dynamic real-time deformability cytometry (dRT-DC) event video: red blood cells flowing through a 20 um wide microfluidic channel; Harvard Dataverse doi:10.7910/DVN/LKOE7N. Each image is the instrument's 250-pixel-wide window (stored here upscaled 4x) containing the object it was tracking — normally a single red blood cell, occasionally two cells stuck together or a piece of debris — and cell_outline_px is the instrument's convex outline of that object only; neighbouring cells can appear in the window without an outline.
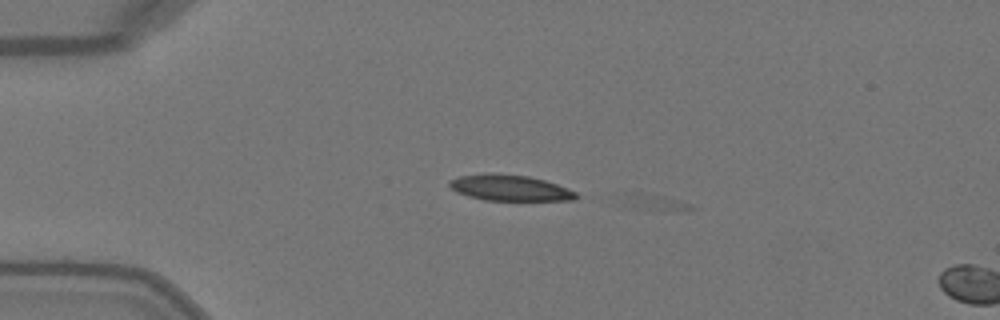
{"species": "Egyptian fruit bat (a non-hibernating species)", "species_latin": "Rousettus aegyptiacus", "temperature_condition": "warm", "stored_images_in_passage": 2, "camera_frame_rate_fps": 3000, "um_per_image_px": 0.085, "animal": {"sex": "female"}, "frame": {"image": 1, "passage_image": 1, "time_ms": 0.0, "image_size_px": [1000, 320], "cell_outline_px": [[580, 196], [576, 200], [484, 200], [468, 196], [456, 192], [448, 184], [448, 180], [460, 176], [484, 172], [496, 172], [528, 176], [544, 180], [556, 184], [576, 192]], "centroid_in_image_um": [43.3, 15.95], "position_along_channel_um": 41.7, "area_um2": 19.36}}